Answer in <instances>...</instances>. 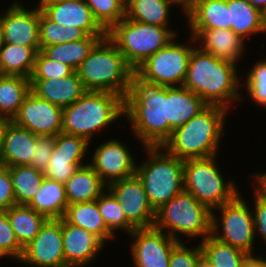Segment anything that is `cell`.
Listing matches in <instances>:
<instances>
[{
  "mask_svg": "<svg viewBox=\"0 0 266 267\" xmlns=\"http://www.w3.org/2000/svg\"><path fill=\"white\" fill-rule=\"evenodd\" d=\"M253 208H251L254 219V227H255V237L256 239L260 237V241L262 240L265 243L266 247V203L262 201L254 192H253Z\"/></svg>",
  "mask_w": 266,
  "mask_h": 267,
  "instance_id": "cell-46",
  "label": "cell"
},
{
  "mask_svg": "<svg viewBox=\"0 0 266 267\" xmlns=\"http://www.w3.org/2000/svg\"><path fill=\"white\" fill-rule=\"evenodd\" d=\"M227 112L229 110L221 106L208 105L189 122L175 129L162 147L182 160L219 155Z\"/></svg>",
  "mask_w": 266,
  "mask_h": 267,
  "instance_id": "cell-3",
  "label": "cell"
},
{
  "mask_svg": "<svg viewBox=\"0 0 266 267\" xmlns=\"http://www.w3.org/2000/svg\"><path fill=\"white\" fill-rule=\"evenodd\" d=\"M37 135L8 120L0 154V164L6 167L29 165L34 157Z\"/></svg>",
  "mask_w": 266,
  "mask_h": 267,
  "instance_id": "cell-22",
  "label": "cell"
},
{
  "mask_svg": "<svg viewBox=\"0 0 266 267\" xmlns=\"http://www.w3.org/2000/svg\"><path fill=\"white\" fill-rule=\"evenodd\" d=\"M212 211L191 193L182 191L156 211L154 227L178 242L211 235Z\"/></svg>",
  "mask_w": 266,
  "mask_h": 267,
  "instance_id": "cell-7",
  "label": "cell"
},
{
  "mask_svg": "<svg viewBox=\"0 0 266 267\" xmlns=\"http://www.w3.org/2000/svg\"><path fill=\"white\" fill-rule=\"evenodd\" d=\"M38 1H58V0H38Z\"/></svg>",
  "mask_w": 266,
  "mask_h": 267,
  "instance_id": "cell-55",
  "label": "cell"
},
{
  "mask_svg": "<svg viewBox=\"0 0 266 267\" xmlns=\"http://www.w3.org/2000/svg\"><path fill=\"white\" fill-rule=\"evenodd\" d=\"M251 179L253 180L252 185V191L262 200L266 203V172H256L251 174ZM256 184V185H255ZM254 188V189H253Z\"/></svg>",
  "mask_w": 266,
  "mask_h": 267,
  "instance_id": "cell-47",
  "label": "cell"
},
{
  "mask_svg": "<svg viewBox=\"0 0 266 267\" xmlns=\"http://www.w3.org/2000/svg\"><path fill=\"white\" fill-rule=\"evenodd\" d=\"M7 124L8 120L0 118V154L3 147V135Z\"/></svg>",
  "mask_w": 266,
  "mask_h": 267,
  "instance_id": "cell-51",
  "label": "cell"
},
{
  "mask_svg": "<svg viewBox=\"0 0 266 267\" xmlns=\"http://www.w3.org/2000/svg\"><path fill=\"white\" fill-rule=\"evenodd\" d=\"M147 154L137 164L136 174L142 181L148 201L156 212L165 203L184 191L183 160L168 153L162 146L143 147Z\"/></svg>",
  "mask_w": 266,
  "mask_h": 267,
  "instance_id": "cell-6",
  "label": "cell"
},
{
  "mask_svg": "<svg viewBox=\"0 0 266 267\" xmlns=\"http://www.w3.org/2000/svg\"><path fill=\"white\" fill-rule=\"evenodd\" d=\"M227 6L231 30L243 40H250L256 33H266L265 15L247 0H227Z\"/></svg>",
  "mask_w": 266,
  "mask_h": 267,
  "instance_id": "cell-27",
  "label": "cell"
},
{
  "mask_svg": "<svg viewBox=\"0 0 266 267\" xmlns=\"http://www.w3.org/2000/svg\"><path fill=\"white\" fill-rule=\"evenodd\" d=\"M37 2L41 11L58 24L82 29L87 35H107L84 0Z\"/></svg>",
  "mask_w": 266,
  "mask_h": 267,
  "instance_id": "cell-19",
  "label": "cell"
},
{
  "mask_svg": "<svg viewBox=\"0 0 266 267\" xmlns=\"http://www.w3.org/2000/svg\"><path fill=\"white\" fill-rule=\"evenodd\" d=\"M186 21L189 29H231L227 0H203Z\"/></svg>",
  "mask_w": 266,
  "mask_h": 267,
  "instance_id": "cell-30",
  "label": "cell"
},
{
  "mask_svg": "<svg viewBox=\"0 0 266 267\" xmlns=\"http://www.w3.org/2000/svg\"><path fill=\"white\" fill-rule=\"evenodd\" d=\"M106 189L107 185L89 164L79 167L65 183L68 205L97 200Z\"/></svg>",
  "mask_w": 266,
  "mask_h": 267,
  "instance_id": "cell-25",
  "label": "cell"
},
{
  "mask_svg": "<svg viewBox=\"0 0 266 267\" xmlns=\"http://www.w3.org/2000/svg\"><path fill=\"white\" fill-rule=\"evenodd\" d=\"M254 8L266 15V0H247Z\"/></svg>",
  "mask_w": 266,
  "mask_h": 267,
  "instance_id": "cell-50",
  "label": "cell"
},
{
  "mask_svg": "<svg viewBox=\"0 0 266 267\" xmlns=\"http://www.w3.org/2000/svg\"><path fill=\"white\" fill-rule=\"evenodd\" d=\"M173 9L172 0H126L125 17L144 24L169 27Z\"/></svg>",
  "mask_w": 266,
  "mask_h": 267,
  "instance_id": "cell-29",
  "label": "cell"
},
{
  "mask_svg": "<svg viewBox=\"0 0 266 267\" xmlns=\"http://www.w3.org/2000/svg\"><path fill=\"white\" fill-rule=\"evenodd\" d=\"M189 32L201 50L219 59L238 65L246 53L247 43L231 29H189Z\"/></svg>",
  "mask_w": 266,
  "mask_h": 267,
  "instance_id": "cell-21",
  "label": "cell"
},
{
  "mask_svg": "<svg viewBox=\"0 0 266 267\" xmlns=\"http://www.w3.org/2000/svg\"><path fill=\"white\" fill-rule=\"evenodd\" d=\"M74 70L62 62L48 58L41 50L37 52L34 68L29 79H60Z\"/></svg>",
  "mask_w": 266,
  "mask_h": 267,
  "instance_id": "cell-41",
  "label": "cell"
},
{
  "mask_svg": "<svg viewBox=\"0 0 266 267\" xmlns=\"http://www.w3.org/2000/svg\"><path fill=\"white\" fill-rule=\"evenodd\" d=\"M41 48L4 43L0 47V70L2 75L30 78L37 52Z\"/></svg>",
  "mask_w": 266,
  "mask_h": 267,
  "instance_id": "cell-31",
  "label": "cell"
},
{
  "mask_svg": "<svg viewBox=\"0 0 266 267\" xmlns=\"http://www.w3.org/2000/svg\"><path fill=\"white\" fill-rule=\"evenodd\" d=\"M76 72L86 91L111 92L124 99L134 78V70L108 36L95 44Z\"/></svg>",
  "mask_w": 266,
  "mask_h": 267,
  "instance_id": "cell-5",
  "label": "cell"
},
{
  "mask_svg": "<svg viewBox=\"0 0 266 267\" xmlns=\"http://www.w3.org/2000/svg\"><path fill=\"white\" fill-rule=\"evenodd\" d=\"M105 36L107 35H88L82 40L44 46L41 51L48 58L67 64L76 71L95 44Z\"/></svg>",
  "mask_w": 266,
  "mask_h": 267,
  "instance_id": "cell-34",
  "label": "cell"
},
{
  "mask_svg": "<svg viewBox=\"0 0 266 267\" xmlns=\"http://www.w3.org/2000/svg\"><path fill=\"white\" fill-rule=\"evenodd\" d=\"M217 157L183 160L184 190L211 211L232 201L240 193L237 182L222 175Z\"/></svg>",
  "mask_w": 266,
  "mask_h": 267,
  "instance_id": "cell-8",
  "label": "cell"
},
{
  "mask_svg": "<svg viewBox=\"0 0 266 267\" xmlns=\"http://www.w3.org/2000/svg\"><path fill=\"white\" fill-rule=\"evenodd\" d=\"M28 206L48 219H61L68 206L65 184L44 178Z\"/></svg>",
  "mask_w": 266,
  "mask_h": 267,
  "instance_id": "cell-28",
  "label": "cell"
},
{
  "mask_svg": "<svg viewBox=\"0 0 266 267\" xmlns=\"http://www.w3.org/2000/svg\"><path fill=\"white\" fill-rule=\"evenodd\" d=\"M203 0H172L175 8L180 6L185 18L202 2Z\"/></svg>",
  "mask_w": 266,
  "mask_h": 267,
  "instance_id": "cell-49",
  "label": "cell"
},
{
  "mask_svg": "<svg viewBox=\"0 0 266 267\" xmlns=\"http://www.w3.org/2000/svg\"><path fill=\"white\" fill-rule=\"evenodd\" d=\"M0 249L15 263L21 259L24 250L18 243L6 212H0Z\"/></svg>",
  "mask_w": 266,
  "mask_h": 267,
  "instance_id": "cell-42",
  "label": "cell"
},
{
  "mask_svg": "<svg viewBox=\"0 0 266 267\" xmlns=\"http://www.w3.org/2000/svg\"><path fill=\"white\" fill-rule=\"evenodd\" d=\"M241 193L232 201L212 210L211 235L247 254H253L257 240L252 205H248Z\"/></svg>",
  "mask_w": 266,
  "mask_h": 267,
  "instance_id": "cell-11",
  "label": "cell"
},
{
  "mask_svg": "<svg viewBox=\"0 0 266 267\" xmlns=\"http://www.w3.org/2000/svg\"><path fill=\"white\" fill-rule=\"evenodd\" d=\"M208 104L184 86L167 87V119L174 131L189 122Z\"/></svg>",
  "mask_w": 266,
  "mask_h": 267,
  "instance_id": "cell-24",
  "label": "cell"
},
{
  "mask_svg": "<svg viewBox=\"0 0 266 267\" xmlns=\"http://www.w3.org/2000/svg\"><path fill=\"white\" fill-rule=\"evenodd\" d=\"M62 239L67 267H87L97 259L105 244L82 227L62 218Z\"/></svg>",
  "mask_w": 266,
  "mask_h": 267,
  "instance_id": "cell-20",
  "label": "cell"
},
{
  "mask_svg": "<svg viewBox=\"0 0 266 267\" xmlns=\"http://www.w3.org/2000/svg\"><path fill=\"white\" fill-rule=\"evenodd\" d=\"M97 203L106 226L115 236L118 232L117 230L125 232L127 235L135 230L126 220L121 204L108 189L97 198Z\"/></svg>",
  "mask_w": 266,
  "mask_h": 267,
  "instance_id": "cell-38",
  "label": "cell"
},
{
  "mask_svg": "<svg viewBox=\"0 0 266 267\" xmlns=\"http://www.w3.org/2000/svg\"><path fill=\"white\" fill-rule=\"evenodd\" d=\"M122 117V118H121ZM124 98L118 94L102 91H86L70 106L63 108L62 132L80 136L89 143L94 135L123 121Z\"/></svg>",
  "mask_w": 266,
  "mask_h": 267,
  "instance_id": "cell-4",
  "label": "cell"
},
{
  "mask_svg": "<svg viewBox=\"0 0 266 267\" xmlns=\"http://www.w3.org/2000/svg\"><path fill=\"white\" fill-rule=\"evenodd\" d=\"M36 5L34 4L30 9V7L26 8L21 0H16L11 3L10 7L2 11L0 18L4 30V43L41 48L39 41V5Z\"/></svg>",
  "mask_w": 266,
  "mask_h": 267,
  "instance_id": "cell-18",
  "label": "cell"
},
{
  "mask_svg": "<svg viewBox=\"0 0 266 267\" xmlns=\"http://www.w3.org/2000/svg\"><path fill=\"white\" fill-rule=\"evenodd\" d=\"M55 140L56 136L37 135L34 157L29 166L35 168L37 171L44 173L51 158Z\"/></svg>",
  "mask_w": 266,
  "mask_h": 267,
  "instance_id": "cell-44",
  "label": "cell"
},
{
  "mask_svg": "<svg viewBox=\"0 0 266 267\" xmlns=\"http://www.w3.org/2000/svg\"><path fill=\"white\" fill-rule=\"evenodd\" d=\"M4 44V30L2 26V21L0 18V47Z\"/></svg>",
  "mask_w": 266,
  "mask_h": 267,
  "instance_id": "cell-52",
  "label": "cell"
},
{
  "mask_svg": "<svg viewBox=\"0 0 266 267\" xmlns=\"http://www.w3.org/2000/svg\"><path fill=\"white\" fill-rule=\"evenodd\" d=\"M266 266V258L261 254H247L240 267H265Z\"/></svg>",
  "mask_w": 266,
  "mask_h": 267,
  "instance_id": "cell-48",
  "label": "cell"
},
{
  "mask_svg": "<svg viewBox=\"0 0 266 267\" xmlns=\"http://www.w3.org/2000/svg\"><path fill=\"white\" fill-rule=\"evenodd\" d=\"M237 68V64L219 59L196 45L189 59L183 86L208 105L221 106L230 111L234 103L245 98L241 90V72Z\"/></svg>",
  "mask_w": 266,
  "mask_h": 267,
  "instance_id": "cell-1",
  "label": "cell"
},
{
  "mask_svg": "<svg viewBox=\"0 0 266 267\" xmlns=\"http://www.w3.org/2000/svg\"><path fill=\"white\" fill-rule=\"evenodd\" d=\"M178 32L172 27H159L131 20L121 19L107 36L123 54L126 63L135 70L148 57L164 48Z\"/></svg>",
  "mask_w": 266,
  "mask_h": 267,
  "instance_id": "cell-9",
  "label": "cell"
},
{
  "mask_svg": "<svg viewBox=\"0 0 266 267\" xmlns=\"http://www.w3.org/2000/svg\"><path fill=\"white\" fill-rule=\"evenodd\" d=\"M18 243L24 248L39 233L48 218L28 205L15 204L5 211Z\"/></svg>",
  "mask_w": 266,
  "mask_h": 267,
  "instance_id": "cell-32",
  "label": "cell"
},
{
  "mask_svg": "<svg viewBox=\"0 0 266 267\" xmlns=\"http://www.w3.org/2000/svg\"><path fill=\"white\" fill-rule=\"evenodd\" d=\"M186 242H178L172 249L169 267H199L203 257L201 247H189Z\"/></svg>",
  "mask_w": 266,
  "mask_h": 267,
  "instance_id": "cell-43",
  "label": "cell"
},
{
  "mask_svg": "<svg viewBox=\"0 0 266 267\" xmlns=\"http://www.w3.org/2000/svg\"><path fill=\"white\" fill-rule=\"evenodd\" d=\"M242 80V87L245 86L249 100L266 109V59H259L250 66Z\"/></svg>",
  "mask_w": 266,
  "mask_h": 267,
  "instance_id": "cell-40",
  "label": "cell"
},
{
  "mask_svg": "<svg viewBox=\"0 0 266 267\" xmlns=\"http://www.w3.org/2000/svg\"><path fill=\"white\" fill-rule=\"evenodd\" d=\"M62 218L94 234L106 245L115 239L99 212L97 200L68 205Z\"/></svg>",
  "mask_w": 266,
  "mask_h": 267,
  "instance_id": "cell-26",
  "label": "cell"
},
{
  "mask_svg": "<svg viewBox=\"0 0 266 267\" xmlns=\"http://www.w3.org/2000/svg\"><path fill=\"white\" fill-rule=\"evenodd\" d=\"M63 108L39 98L30 91L13 122L38 136H57L62 132Z\"/></svg>",
  "mask_w": 266,
  "mask_h": 267,
  "instance_id": "cell-17",
  "label": "cell"
},
{
  "mask_svg": "<svg viewBox=\"0 0 266 267\" xmlns=\"http://www.w3.org/2000/svg\"><path fill=\"white\" fill-rule=\"evenodd\" d=\"M94 18L108 32L121 19L125 18L126 0H84Z\"/></svg>",
  "mask_w": 266,
  "mask_h": 267,
  "instance_id": "cell-39",
  "label": "cell"
},
{
  "mask_svg": "<svg viewBox=\"0 0 266 267\" xmlns=\"http://www.w3.org/2000/svg\"><path fill=\"white\" fill-rule=\"evenodd\" d=\"M18 262L27 267H67L63 249L62 218L48 219L34 239L24 247Z\"/></svg>",
  "mask_w": 266,
  "mask_h": 267,
  "instance_id": "cell-12",
  "label": "cell"
},
{
  "mask_svg": "<svg viewBox=\"0 0 266 267\" xmlns=\"http://www.w3.org/2000/svg\"><path fill=\"white\" fill-rule=\"evenodd\" d=\"M4 259V258H8L3 252H2V250L0 249V259Z\"/></svg>",
  "mask_w": 266,
  "mask_h": 267,
  "instance_id": "cell-54",
  "label": "cell"
},
{
  "mask_svg": "<svg viewBox=\"0 0 266 267\" xmlns=\"http://www.w3.org/2000/svg\"><path fill=\"white\" fill-rule=\"evenodd\" d=\"M199 267H211L209 266L207 263H205L203 260L201 262V264L199 265Z\"/></svg>",
  "mask_w": 266,
  "mask_h": 267,
  "instance_id": "cell-53",
  "label": "cell"
},
{
  "mask_svg": "<svg viewBox=\"0 0 266 267\" xmlns=\"http://www.w3.org/2000/svg\"><path fill=\"white\" fill-rule=\"evenodd\" d=\"M87 36L82 29L65 26L50 20L39 7V41L41 49L44 46L82 40Z\"/></svg>",
  "mask_w": 266,
  "mask_h": 267,
  "instance_id": "cell-37",
  "label": "cell"
},
{
  "mask_svg": "<svg viewBox=\"0 0 266 267\" xmlns=\"http://www.w3.org/2000/svg\"><path fill=\"white\" fill-rule=\"evenodd\" d=\"M13 181L9 169L0 164V212L15 205Z\"/></svg>",
  "mask_w": 266,
  "mask_h": 267,
  "instance_id": "cell-45",
  "label": "cell"
},
{
  "mask_svg": "<svg viewBox=\"0 0 266 267\" xmlns=\"http://www.w3.org/2000/svg\"><path fill=\"white\" fill-rule=\"evenodd\" d=\"M12 177L15 202L18 205H28L39 190L44 173L29 165L7 167Z\"/></svg>",
  "mask_w": 266,
  "mask_h": 267,
  "instance_id": "cell-36",
  "label": "cell"
},
{
  "mask_svg": "<svg viewBox=\"0 0 266 267\" xmlns=\"http://www.w3.org/2000/svg\"><path fill=\"white\" fill-rule=\"evenodd\" d=\"M125 117L131 135L140 140L141 147H160L173 130L167 119V87L153 86L133 78L124 99Z\"/></svg>",
  "mask_w": 266,
  "mask_h": 267,
  "instance_id": "cell-2",
  "label": "cell"
},
{
  "mask_svg": "<svg viewBox=\"0 0 266 267\" xmlns=\"http://www.w3.org/2000/svg\"><path fill=\"white\" fill-rule=\"evenodd\" d=\"M30 91L29 78L2 75L0 77V118L12 121Z\"/></svg>",
  "mask_w": 266,
  "mask_h": 267,
  "instance_id": "cell-33",
  "label": "cell"
},
{
  "mask_svg": "<svg viewBox=\"0 0 266 267\" xmlns=\"http://www.w3.org/2000/svg\"><path fill=\"white\" fill-rule=\"evenodd\" d=\"M92 144L80 136L58 134L44 177L65 184L79 167L88 164Z\"/></svg>",
  "mask_w": 266,
  "mask_h": 267,
  "instance_id": "cell-16",
  "label": "cell"
},
{
  "mask_svg": "<svg viewBox=\"0 0 266 267\" xmlns=\"http://www.w3.org/2000/svg\"><path fill=\"white\" fill-rule=\"evenodd\" d=\"M107 189L121 204L126 220L135 229L154 226L156 212L150 205L142 181L137 174L112 182Z\"/></svg>",
  "mask_w": 266,
  "mask_h": 267,
  "instance_id": "cell-14",
  "label": "cell"
},
{
  "mask_svg": "<svg viewBox=\"0 0 266 267\" xmlns=\"http://www.w3.org/2000/svg\"><path fill=\"white\" fill-rule=\"evenodd\" d=\"M203 261L211 267H240L244 251L224 243L212 235L199 242Z\"/></svg>",
  "mask_w": 266,
  "mask_h": 267,
  "instance_id": "cell-35",
  "label": "cell"
},
{
  "mask_svg": "<svg viewBox=\"0 0 266 267\" xmlns=\"http://www.w3.org/2000/svg\"><path fill=\"white\" fill-rule=\"evenodd\" d=\"M30 83L34 94L61 108L70 106L86 92L76 71L60 79H30Z\"/></svg>",
  "mask_w": 266,
  "mask_h": 267,
  "instance_id": "cell-23",
  "label": "cell"
},
{
  "mask_svg": "<svg viewBox=\"0 0 266 267\" xmlns=\"http://www.w3.org/2000/svg\"><path fill=\"white\" fill-rule=\"evenodd\" d=\"M177 38L178 35L134 70L138 82L161 87L183 86L190 56L197 44L192 35L187 40L189 44Z\"/></svg>",
  "mask_w": 266,
  "mask_h": 267,
  "instance_id": "cell-10",
  "label": "cell"
},
{
  "mask_svg": "<svg viewBox=\"0 0 266 267\" xmlns=\"http://www.w3.org/2000/svg\"><path fill=\"white\" fill-rule=\"evenodd\" d=\"M120 139L109 138L100 143L90 154L88 164L108 186L112 182L136 174L137 159ZM134 155V156H133Z\"/></svg>",
  "mask_w": 266,
  "mask_h": 267,
  "instance_id": "cell-13",
  "label": "cell"
},
{
  "mask_svg": "<svg viewBox=\"0 0 266 267\" xmlns=\"http://www.w3.org/2000/svg\"><path fill=\"white\" fill-rule=\"evenodd\" d=\"M128 236L133 267H169L172 249L178 241L154 226L135 229Z\"/></svg>",
  "mask_w": 266,
  "mask_h": 267,
  "instance_id": "cell-15",
  "label": "cell"
}]
</instances>
